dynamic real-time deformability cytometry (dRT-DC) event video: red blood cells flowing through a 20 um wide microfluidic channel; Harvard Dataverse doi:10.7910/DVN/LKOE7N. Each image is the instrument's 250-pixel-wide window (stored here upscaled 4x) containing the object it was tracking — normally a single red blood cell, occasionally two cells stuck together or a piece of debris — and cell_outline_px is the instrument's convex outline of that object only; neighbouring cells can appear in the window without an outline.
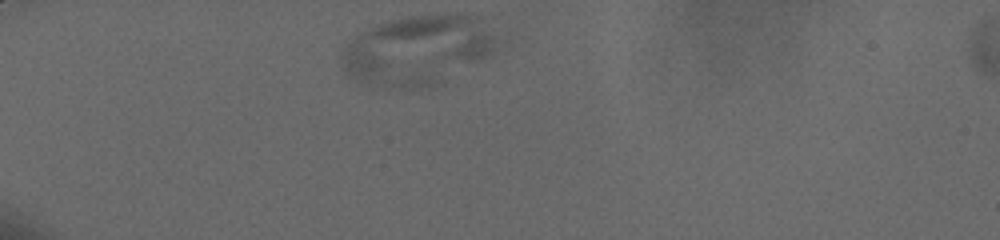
{"species": "human", "species_latin": "Homo sapiens", "temperature_condition": "cold", "stored_images_in_passage": 34, "segment_of_instrument_passage": [1, 3], "camera_frame_rate_fps": 3000, "um_per_image_px": 0.085, "donor": {"sex": "male"}, "frame": {"image": 1, "passage_image": 1, "time_ms": 0.0, "image_size_px": [1000, 240], "cell_outline_px": [[508, 36], [492, 52], [432, 84], [388, 88], [356, 80], [348, 76], [344, 68], [344, 48], [360, 32], [368, 28], [392, 20], [412, 16], [476, 16]], "centroid_in_image_um": [35.58, 4.21], "position_along_channel_um": 49.4, "area_um2": 61.38}}